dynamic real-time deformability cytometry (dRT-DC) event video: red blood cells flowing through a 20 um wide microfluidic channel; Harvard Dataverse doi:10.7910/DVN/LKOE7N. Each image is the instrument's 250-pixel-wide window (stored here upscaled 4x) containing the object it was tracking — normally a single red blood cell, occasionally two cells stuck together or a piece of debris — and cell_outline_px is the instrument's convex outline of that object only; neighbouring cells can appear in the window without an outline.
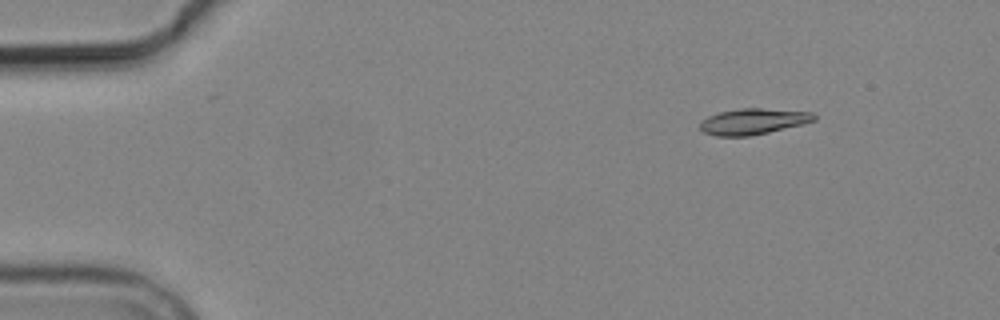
{"species": "common noctule bat (a hibernating species)", "species_latin": "Nyctalus noctula", "temperature_condition": "cold", "stored_images_in_passage": 8, "camera_frame_rate_fps": 3000, "um_per_image_px": 0.085, "animal": {"sex": "male", "body_mass_g": 19.2, "forearm_length_mm": 51.8}, "frame": {"image": 1, "passage_image": 1, "time_ms": 0.0, "image_size_px": [1000, 320], "cell_outline_px": [[816, 120], [804, 124], [768, 132], [748, 136], [716, 136], [704, 132], [700, 128], [700, 120], [708, 116], [720, 112], [740, 108], [760, 108], [812, 112], [816, 116]], "centroid_in_image_um": [64.01, 10.32], "position_along_channel_um": 21.0, "area_um2": 17.22}}
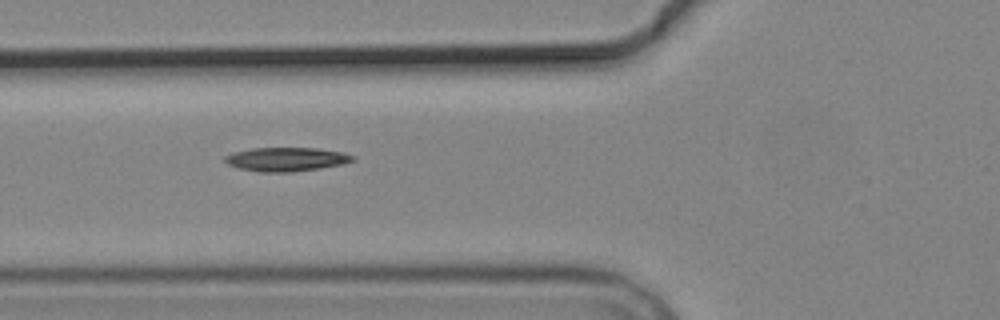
{"frame": {"image": 2, "passage_image": 5, "time_ms": 4.667, "image_size_px": [1000, 320], "cell_outline_px": [[356, 160], [344, 164], [320, 168], [292, 172], [260, 172], [236, 168], [228, 164], [224, 160], [224, 156], [232, 152], [252, 148], [316, 148], [344, 152], [356, 156]], "centroid_in_image_um": [24.35, 13.54], "position_along_channel_um": 101.5, "area_um2": 18.03}}
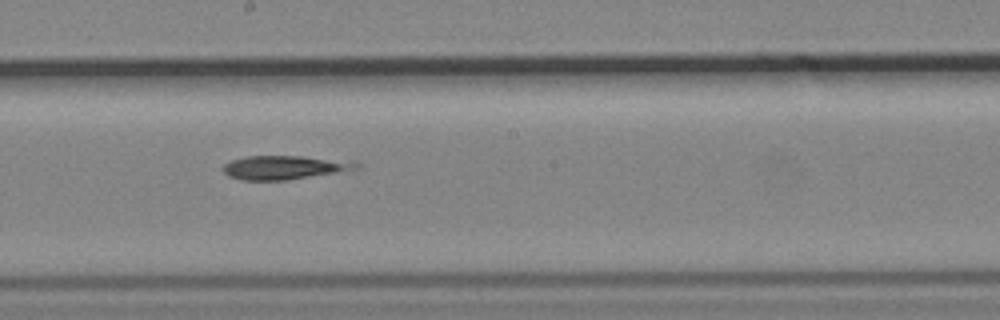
{"frame": {"image": 3, "passage_image": 8, "time_ms": 8.0, "image_size_px": [1000, 320], "cell_outline_px": [[360, 168], [336, 172], [284, 180], [240, 180], [228, 176], [224, 172], [224, 164], [232, 160], [248, 156], [304, 156], [356, 160], [360, 164]], "centroid_in_image_um": [24.23, 14.21], "position_along_channel_um": 224.0, "area_um2": 18.5}}